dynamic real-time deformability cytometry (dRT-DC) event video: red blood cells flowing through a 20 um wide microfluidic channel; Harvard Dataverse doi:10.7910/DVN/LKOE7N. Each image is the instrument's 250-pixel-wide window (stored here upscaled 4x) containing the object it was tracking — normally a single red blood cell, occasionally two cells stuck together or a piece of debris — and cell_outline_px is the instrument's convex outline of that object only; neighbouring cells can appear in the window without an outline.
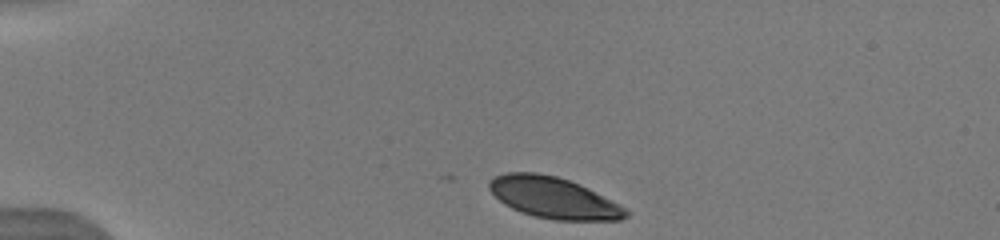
{"species": "human", "species_latin": "Homo sapiens", "temperature_condition": "warm", "stored_images_in_passage": 5, "camera_frame_rate_fps": 3000, "um_per_image_px": 0.085, "donor": {"sex": "male"}, "frame": {"image": 1, "passage_image": 1, "time_ms": 0.0, "image_size_px": [1000, 240], "cell_outline_px": [[628, 216], [620, 220], [556, 220], [536, 216], [520, 212], [504, 204], [488, 188], [488, 180], [504, 172], [536, 172], [556, 176], [580, 184], [620, 204], [628, 212]], "centroid_in_image_um": [47.04, 16.8], "position_along_channel_um": 38.0, "area_um2": 32.71}}
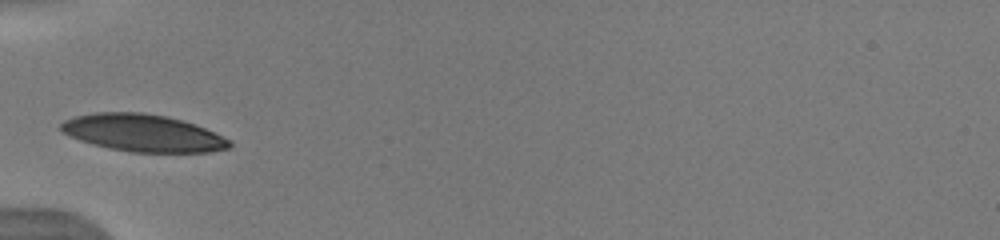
{"frame": {"image": 2, "passage_image": 3, "time_ms": 2.333, "image_size_px": [1000, 240], "cell_outline_px": [[232, 148], [208, 152], [132, 152], [92, 144], [80, 140], [64, 132], [60, 128], [60, 124], [64, 120], [76, 116], [96, 112], [140, 112], [164, 116], [196, 124], [232, 140]], "centroid_in_image_um": [12.2, 11.3], "position_along_channel_um": 72.8, "area_um2": 36.36}}